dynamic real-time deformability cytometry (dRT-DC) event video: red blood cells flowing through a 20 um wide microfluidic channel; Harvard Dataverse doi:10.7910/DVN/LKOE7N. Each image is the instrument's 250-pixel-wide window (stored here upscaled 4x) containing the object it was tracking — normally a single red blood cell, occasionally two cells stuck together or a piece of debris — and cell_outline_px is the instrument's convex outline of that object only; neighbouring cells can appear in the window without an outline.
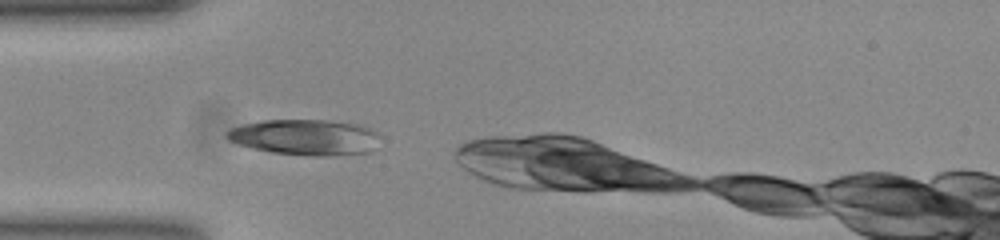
{"species": "common noctule bat (a hibernating species)", "species_latin": "Nyctalus noctula", "temperature_condition": "room temperature", "stored_images_in_passage": 33, "camera_frame_rate_fps": 3000, "um_per_image_px": 0.085, "animal": {"sex": "female", "body_mass_g": 23.0, "forearm_length_mm": 53.4}, "frame": {"image": 1, "passage_image": 2, "time_ms": 0.333, "image_size_px": [1000, 240], "cell_outline_px": [[372, 132], [368, 152], [276, 152], [256, 148], [240, 144], [232, 140], [228, 136], [228, 132], [232, 128], [244, 124], [264, 120], [328, 120], [360, 124], [368, 128]], "centroid_in_image_um": [25.78, 11.57], "position_along_channel_um": 59.2, "area_um2": 28.84}}
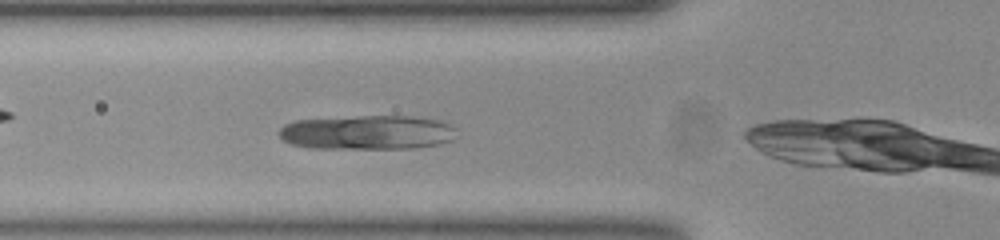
{"frame": {"image": 2, "passage_image": 5, "time_ms": 1.333, "image_size_px": [1000, 240], "cell_outline_px": [[452, 128], [448, 140], [436, 144], [408, 148], [316, 148], [292, 144], [284, 140], [280, 136], [280, 128], [296, 120], [360, 116], [408, 116], [440, 120], [448, 124]], "centroid_in_image_um": [31.14, 11.24], "position_along_channel_um": 94.7, "area_um2": 34.51}}